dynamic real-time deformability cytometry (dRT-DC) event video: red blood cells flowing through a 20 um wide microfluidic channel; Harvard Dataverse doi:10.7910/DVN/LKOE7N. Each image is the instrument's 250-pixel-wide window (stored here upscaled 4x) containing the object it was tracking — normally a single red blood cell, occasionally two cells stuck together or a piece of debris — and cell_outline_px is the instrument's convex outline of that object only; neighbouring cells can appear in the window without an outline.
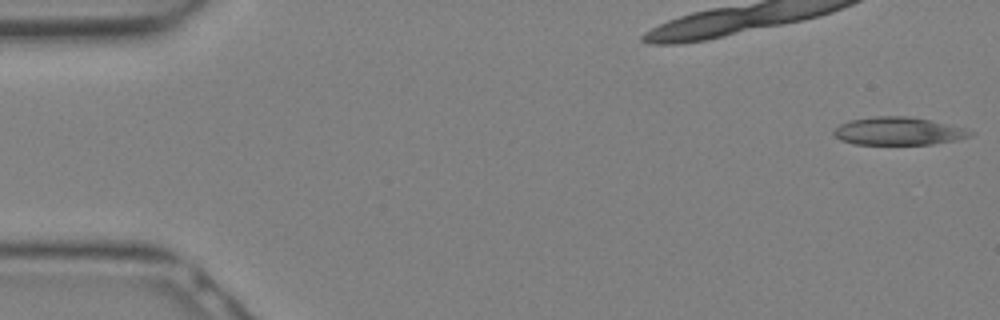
{"species": "Egyptian fruit bat (a non-hibernating species)", "species_latin": "Rousettus aegyptiacus", "temperature_condition": "warm", "stored_images_in_passage": 9, "camera_frame_rate_fps": 3000, "um_per_image_px": 0.085, "animal": {"sex": "female"}, "frame": {"image": 1, "passage_image": 1, "time_ms": 0.0, "image_size_px": [1000, 320], "cell_outline_px": [[976, 132], [972, 136], [956, 140], [932, 144], [852, 144], [840, 140], [832, 132], [840, 124], [852, 120], [876, 116], [908, 116], [928, 120], [964, 128]], "centroid_in_image_um": [76.37, 11.15], "position_along_channel_um": 8.6, "area_um2": 22.02}}